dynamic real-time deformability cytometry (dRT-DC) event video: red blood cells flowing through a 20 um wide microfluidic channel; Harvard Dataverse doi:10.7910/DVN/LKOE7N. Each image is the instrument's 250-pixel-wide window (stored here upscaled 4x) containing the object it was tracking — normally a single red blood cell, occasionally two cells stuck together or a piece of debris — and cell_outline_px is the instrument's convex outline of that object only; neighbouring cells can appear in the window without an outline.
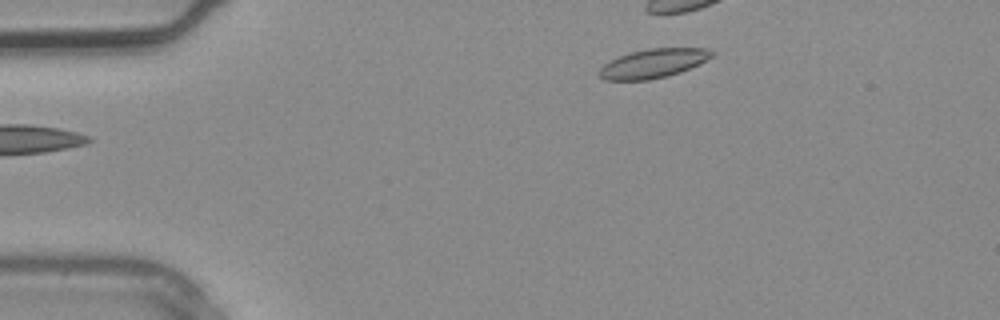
{"species": "common noctule bat (a hibernating species)", "species_latin": "Nyctalus noctula", "temperature_condition": "warm", "stored_images_in_passage": 3, "camera_frame_rate_fps": 3000, "um_per_image_px": 0.085, "animal": {"sex": "male", "body_mass_g": 20.4}, "frame": {"image": 1, "passage_image": 3, "time_ms": 0.667, "image_size_px": [1000, 320], "cell_outline_px": [[716, 52], [712, 56], [680, 72], [668, 76], [648, 80], [604, 80], [600, 76], [600, 68], [604, 64], [620, 56], [632, 52], [648, 48], [708, 48]], "centroid_in_image_um": [55.52, 5.38], "position_along_channel_um": 29.5, "area_um2": 18.73}}